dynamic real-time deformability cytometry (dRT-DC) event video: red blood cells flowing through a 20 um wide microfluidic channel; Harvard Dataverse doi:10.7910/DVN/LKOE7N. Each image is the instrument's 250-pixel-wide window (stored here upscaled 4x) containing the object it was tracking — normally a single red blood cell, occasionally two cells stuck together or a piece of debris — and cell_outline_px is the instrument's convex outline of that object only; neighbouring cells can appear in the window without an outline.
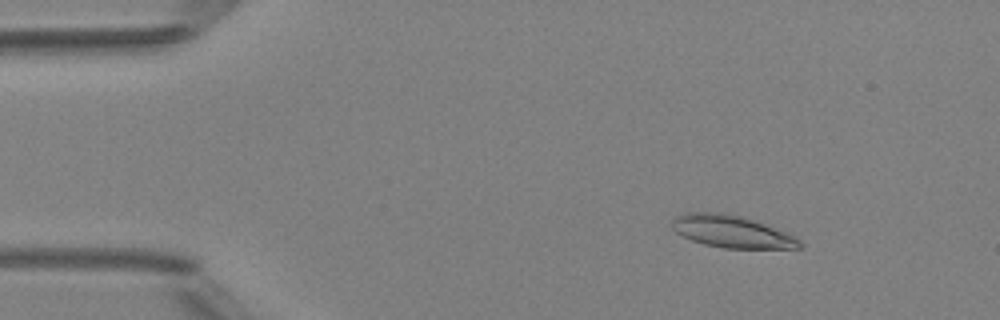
{"species": "Egyptian fruit bat (a non-hibernating species)", "species_latin": "Rousettus aegyptiacus", "temperature_condition": "room temperature", "stored_images_in_passage": 4, "camera_frame_rate_fps": 3000, "um_per_image_px": 0.085, "animal": {"sex": "female"}, "frame": {"image": 1, "passage_image": 3, "time_ms": 2.0, "image_size_px": [1000, 320], "cell_outline_px": [[804, 248], [724, 248], [704, 244], [692, 240], [676, 232], [672, 228], [672, 220], [676, 216], [684, 212], [724, 212], [744, 216], [796, 236], [804, 244]], "centroid_in_image_um": [62.22, 19.67], "position_along_channel_um": 22.8, "area_um2": 24.16}}